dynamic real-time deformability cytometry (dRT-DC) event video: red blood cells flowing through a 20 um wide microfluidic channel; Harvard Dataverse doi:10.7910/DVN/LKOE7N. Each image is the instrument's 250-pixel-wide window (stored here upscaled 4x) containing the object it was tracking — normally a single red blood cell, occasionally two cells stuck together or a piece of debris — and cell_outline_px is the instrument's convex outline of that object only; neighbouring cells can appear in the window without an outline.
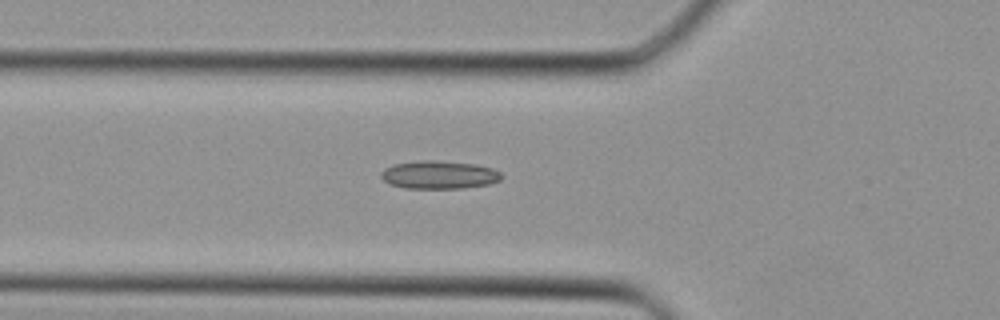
{"species": "Egyptian fruit bat (a non-hibernating species)", "species_latin": "Rousettus aegyptiacus", "temperature_condition": "cold", "stored_images_in_passage": 25, "camera_frame_rate_fps": 3000, "um_per_image_px": 0.085, "animal": {"sex": "female"}, "frame": {"image": 1, "passage_image": 2, "time_ms": 0.333, "image_size_px": [1000, 320], "cell_outline_px": [[500, 180], [488, 184], [460, 188], [404, 188], [392, 184], [384, 180], [380, 176], [380, 172], [384, 168], [392, 164], [420, 160], [436, 160], [476, 164], [492, 168], [500, 172]], "centroid_in_image_um": [37.28, 14.84], "position_along_channel_um": 88.5, "area_um2": 19.65}}
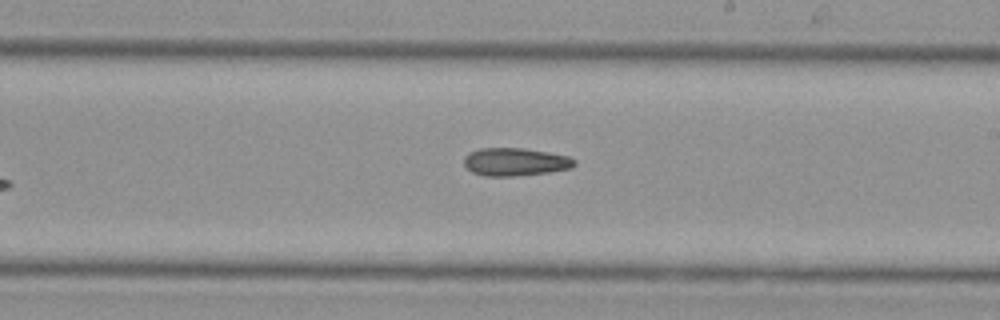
{"frame": {"image": 2, "passage_image": 11, "time_ms": 3.333, "image_size_px": [1000, 320], "cell_outline_px": [[576, 164], [572, 168], [548, 172], [512, 176], [484, 176], [472, 172], [464, 164], [464, 156], [468, 152], [480, 148], [524, 148], [548, 152], [568, 156], [576, 160]], "centroid_in_image_um": [43.78, 13.75], "position_along_channel_um": 245.2, "area_um2": 18.03}}
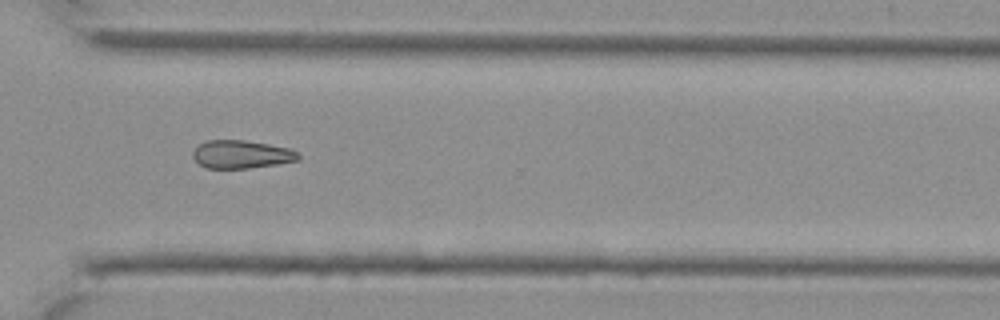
{"frame": {"image": 3, "passage_image": 17, "time_ms": 5.333, "image_size_px": [1000, 320], "cell_outline_px": [[300, 160], [276, 164], [248, 168], [208, 168], [200, 164], [192, 156], [192, 152], [200, 144], [208, 140], [244, 140], [292, 148], [300, 156]], "centroid_in_image_um": [20.55, 13.11], "position_along_channel_um": 350.1, "area_um2": 17.17}}